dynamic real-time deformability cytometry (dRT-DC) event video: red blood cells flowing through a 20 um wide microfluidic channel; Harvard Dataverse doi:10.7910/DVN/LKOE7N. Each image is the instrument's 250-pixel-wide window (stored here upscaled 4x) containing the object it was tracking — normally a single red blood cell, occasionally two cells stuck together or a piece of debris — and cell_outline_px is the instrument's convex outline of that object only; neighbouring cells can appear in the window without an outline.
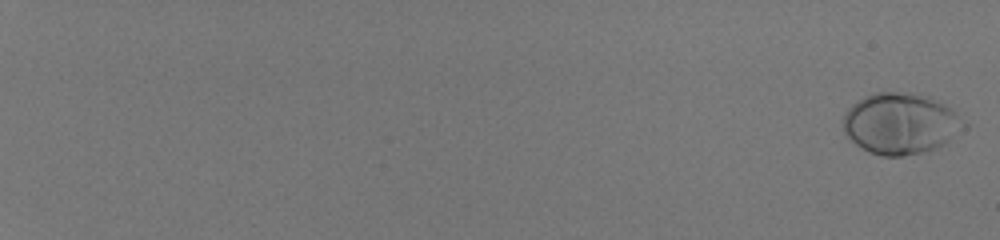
{"species": "human", "species_latin": "Homo sapiens", "temperature_condition": "room temperature", "stored_images_in_passage": 56, "camera_frame_rate_fps": 3000, "um_per_image_px": 0.085, "donor": {"sex": "male"}, "frame": {"image": 1, "passage_image": 1, "time_ms": 0.0, "image_size_px": [1000, 240], "cell_outline_px": [[968, 128], [944, 144], [928, 152], [904, 156], [880, 156], [868, 152], [860, 148], [844, 132], [844, 112], [852, 104], [864, 96], [876, 92], [912, 92], [928, 96], [940, 100], [952, 108], [968, 124]], "centroid_in_image_um": [76.61, 10.5], "position_along_channel_um": 8.4, "area_um2": 43.87}}
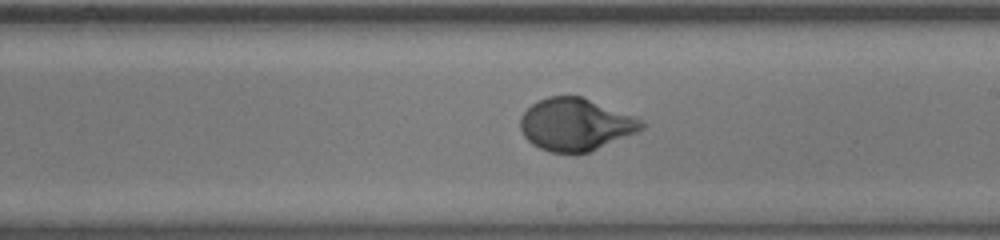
{"frame": {"image": 2, "passage_image": 39, "time_ms": 12.667, "image_size_px": [1000, 240], "cell_outline_px": [[644, 128], [636, 132], [588, 152], [552, 152], [540, 148], [532, 144], [524, 136], [520, 128], [520, 116], [532, 104], [548, 96], [580, 96], [644, 120]], "centroid_in_image_um": [48.89, 10.57], "position_along_channel_um": 240.1, "area_um2": 36.41}}
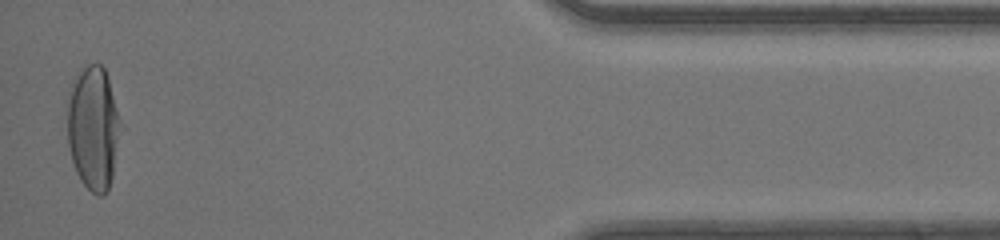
{"frame": {"image": 3, "passage_image": 56, "time_ms": 18.333, "image_size_px": [1000, 240], "cell_outline_px": [[124, 128], [112, 176], [108, 188], [104, 196], [96, 196], [80, 180], [76, 172], [72, 160], [68, 144], [68, 104], [72, 80], [76, 72], [88, 64], [100, 64], [104, 68]], "centroid_in_image_um": [7.96, 10.89], "position_along_channel_um": 427.2, "area_um2": 38.96}, "authors_computed_cell_mechanics": {"area_um2": 37.3677, "velocity_mm_per_s": 4.145, "shape_relaxation_time_tau1_ms": 2.7957, "shape_relaxation_time_tau2_ms": null, "deformation_change_tau1": 0.1936, "deformation_change_tau2": null}}